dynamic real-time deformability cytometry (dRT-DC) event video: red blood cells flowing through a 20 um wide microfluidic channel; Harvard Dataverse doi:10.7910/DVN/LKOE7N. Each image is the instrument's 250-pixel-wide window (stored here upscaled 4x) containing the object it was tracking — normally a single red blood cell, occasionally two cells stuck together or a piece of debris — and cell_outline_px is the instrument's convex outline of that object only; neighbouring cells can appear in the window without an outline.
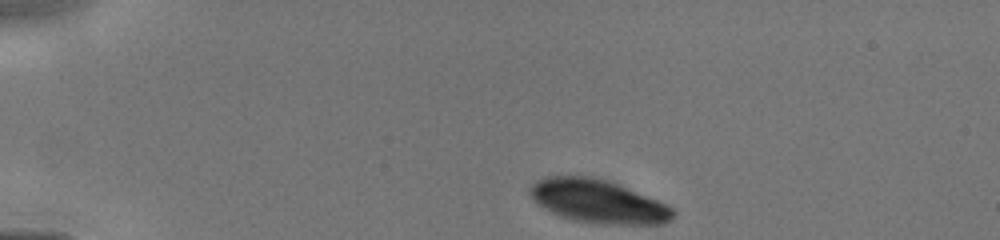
{"species": "human", "species_latin": "Homo sapiens", "temperature_condition": "cold", "stored_images_in_passage": 7, "camera_frame_rate_fps": 3000, "um_per_image_px": 0.085, "donor": {"sex": "male"}, "frame": {"image": 1, "passage_image": 1, "time_ms": 0.0, "image_size_px": [1000, 240], "cell_outline_px": [[676, 216], [672, 220], [664, 224], [600, 224], [576, 220], [560, 216], [536, 204], [528, 192], [528, 188], [536, 180], [548, 176], [588, 176], [608, 180], [668, 204], [676, 212]], "centroid_in_image_um": [50.85, 17.12], "position_along_channel_um": 34.1, "area_um2": 36.36}}